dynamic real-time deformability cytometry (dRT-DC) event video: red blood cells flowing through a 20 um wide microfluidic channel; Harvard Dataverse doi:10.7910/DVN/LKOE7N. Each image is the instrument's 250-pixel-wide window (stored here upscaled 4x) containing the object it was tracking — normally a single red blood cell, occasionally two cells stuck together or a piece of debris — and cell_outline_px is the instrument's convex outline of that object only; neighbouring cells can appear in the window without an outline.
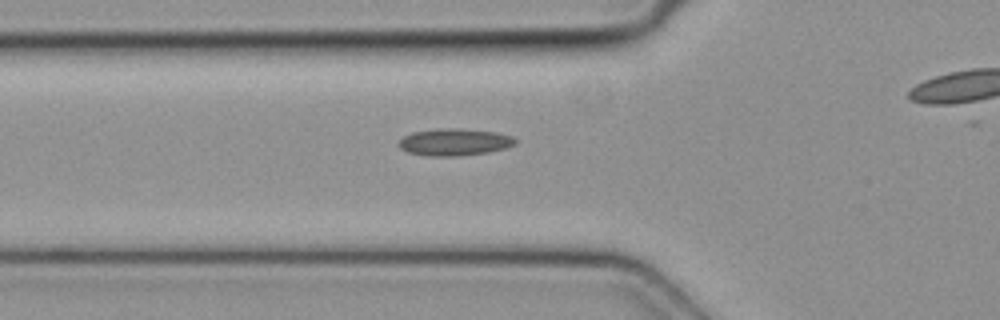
{"species": "common noctule bat (a hibernating species)", "species_latin": "Nyctalus noctula", "temperature_condition": "cold", "stored_images_in_passage": 6, "segment_of_instrument_passage": [1, 2], "camera_frame_rate_fps": 3000, "um_per_image_px": 0.085, "animal": {"sex": "female", "body_mass_g": 19.3, "forearm_length_mm": 54.1}, "frame": {"image": 1, "passage_image": 5, "time_ms": 1.333, "image_size_px": [1000, 320], "cell_outline_px": [[516, 144], [504, 148], [488, 152], [456, 156], [428, 156], [408, 152], [400, 148], [396, 144], [404, 136], [412, 132], [440, 128], [452, 128], [496, 132], [512, 136], [516, 140]], "centroid_in_image_um": [38.6, 12.08], "position_along_channel_um": 87.2, "area_um2": 18.26}}